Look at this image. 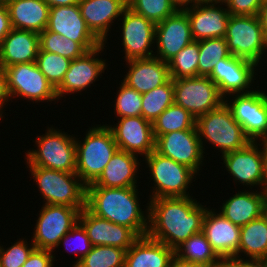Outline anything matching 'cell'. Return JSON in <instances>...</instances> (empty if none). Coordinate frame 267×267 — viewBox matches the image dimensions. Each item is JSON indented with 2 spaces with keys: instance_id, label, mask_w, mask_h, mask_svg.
Returning <instances> with one entry per match:
<instances>
[{
  "instance_id": "cell-1",
  "label": "cell",
  "mask_w": 267,
  "mask_h": 267,
  "mask_svg": "<svg viewBox=\"0 0 267 267\" xmlns=\"http://www.w3.org/2000/svg\"><path fill=\"white\" fill-rule=\"evenodd\" d=\"M150 201V202H149ZM147 236L175 250L202 231L207 207L192 196L149 199Z\"/></svg>"
},
{
  "instance_id": "cell-2",
  "label": "cell",
  "mask_w": 267,
  "mask_h": 267,
  "mask_svg": "<svg viewBox=\"0 0 267 267\" xmlns=\"http://www.w3.org/2000/svg\"><path fill=\"white\" fill-rule=\"evenodd\" d=\"M138 188L86 186V208L98 217L132 229L139 237L146 236L149 211L148 206L145 211L140 207Z\"/></svg>"
},
{
  "instance_id": "cell-3",
  "label": "cell",
  "mask_w": 267,
  "mask_h": 267,
  "mask_svg": "<svg viewBox=\"0 0 267 267\" xmlns=\"http://www.w3.org/2000/svg\"><path fill=\"white\" fill-rule=\"evenodd\" d=\"M83 139H75L76 174L88 185L100 176L119 148L106 124L89 127Z\"/></svg>"
},
{
  "instance_id": "cell-4",
  "label": "cell",
  "mask_w": 267,
  "mask_h": 267,
  "mask_svg": "<svg viewBox=\"0 0 267 267\" xmlns=\"http://www.w3.org/2000/svg\"><path fill=\"white\" fill-rule=\"evenodd\" d=\"M195 125L204 154L205 142L220 149L218 152L222 155L242 149L251 142L225 102L198 117Z\"/></svg>"
},
{
  "instance_id": "cell-5",
  "label": "cell",
  "mask_w": 267,
  "mask_h": 267,
  "mask_svg": "<svg viewBox=\"0 0 267 267\" xmlns=\"http://www.w3.org/2000/svg\"><path fill=\"white\" fill-rule=\"evenodd\" d=\"M36 137L34 148L27 150V166H40L67 173H76V144L74 135L54 127Z\"/></svg>"
},
{
  "instance_id": "cell-6",
  "label": "cell",
  "mask_w": 267,
  "mask_h": 267,
  "mask_svg": "<svg viewBox=\"0 0 267 267\" xmlns=\"http://www.w3.org/2000/svg\"><path fill=\"white\" fill-rule=\"evenodd\" d=\"M37 184L44 204L86 207V184L76 173L52 170L40 166H27Z\"/></svg>"
},
{
  "instance_id": "cell-7",
  "label": "cell",
  "mask_w": 267,
  "mask_h": 267,
  "mask_svg": "<svg viewBox=\"0 0 267 267\" xmlns=\"http://www.w3.org/2000/svg\"><path fill=\"white\" fill-rule=\"evenodd\" d=\"M142 161L147 163L150 177L154 181L150 199L190 196L188 188L194 178H197L192 169L159 154L156 150Z\"/></svg>"
},
{
  "instance_id": "cell-8",
  "label": "cell",
  "mask_w": 267,
  "mask_h": 267,
  "mask_svg": "<svg viewBox=\"0 0 267 267\" xmlns=\"http://www.w3.org/2000/svg\"><path fill=\"white\" fill-rule=\"evenodd\" d=\"M224 38L229 53L235 57L259 66L262 57L267 56V40L257 15H230Z\"/></svg>"
},
{
  "instance_id": "cell-9",
  "label": "cell",
  "mask_w": 267,
  "mask_h": 267,
  "mask_svg": "<svg viewBox=\"0 0 267 267\" xmlns=\"http://www.w3.org/2000/svg\"><path fill=\"white\" fill-rule=\"evenodd\" d=\"M82 209L84 208L43 204L31 239L35 248L55 252L59 248L60 239L79 222Z\"/></svg>"
},
{
  "instance_id": "cell-10",
  "label": "cell",
  "mask_w": 267,
  "mask_h": 267,
  "mask_svg": "<svg viewBox=\"0 0 267 267\" xmlns=\"http://www.w3.org/2000/svg\"><path fill=\"white\" fill-rule=\"evenodd\" d=\"M224 99L233 118L252 142L267 140V93L256 89L250 93L229 95ZM229 99V100H228ZM259 139V140H258Z\"/></svg>"
},
{
  "instance_id": "cell-11",
  "label": "cell",
  "mask_w": 267,
  "mask_h": 267,
  "mask_svg": "<svg viewBox=\"0 0 267 267\" xmlns=\"http://www.w3.org/2000/svg\"><path fill=\"white\" fill-rule=\"evenodd\" d=\"M174 103L195 119L216 109L223 102L217 85L208 76L173 79Z\"/></svg>"
},
{
  "instance_id": "cell-12",
  "label": "cell",
  "mask_w": 267,
  "mask_h": 267,
  "mask_svg": "<svg viewBox=\"0 0 267 267\" xmlns=\"http://www.w3.org/2000/svg\"><path fill=\"white\" fill-rule=\"evenodd\" d=\"M10 98H24L29 102H58L56 90L41 73L36 62L15 64L4 68Z\"/></svg>"
},
{
  "instance_id": "cell-13",
  "label": "cell",
  "mask_w": 267,
  "mask_h": 267,
  "mask_svg": "<svg viewBox=\"0 0 267 267\" xmlns=\"http://www.w3.org/2000/svg\"><path fill=\"white\" fill-rule=\"evenodd\" d=\"M259 143L251 141L242 149L221 155L222 165L233 176L235 185L238 183L250 187L249 189L255 186L260 187L258 190H264V141Z\"/></svg>"
},
{
  "instance_id": "cell-14",
  "label": "cell",
  "mask_w": 267,
  "mask_h": 267,
  "mask_svg": "<svg viewBox=\"0 0 267 267\" xmlns=\"http://www.w3.org/2000/svg\"><path fill=\"white\" fill-rule=\"evenodd\" d=\"M256 67H259L256 63L230 54L215 65L208 77L217 85L220 94L225 99L229 95L254 91L251 90L253 89L251 86L256 80L254 75H258L255 72Z\"/></svg>"
},
{
  "instance_id": "cell-15",
  "label": "cell",
  "mask_w": 267,
  "mask_h": 267,
  "mask_svg": "<svg viewBox=\"0 0 267 267\" xmlns=\"http://www.w3.org/2000/svg\"><path fill=\"white\" fill-rule=\"evenodd\" d=\"M155 150L200 175L205 160L196 125L190 130L165 133L155 140ZM201 166V167H200Z\"/></svg>"
},
{
  "instance_id": "cell-16",
  "label": "cell",
  "mask_w": 267,
  "mask_h": 267,
  "mask_svg": "<svg viewBox=\"0 0 267 267\" xmlns=\"http://www.w3.org/2000/svg\"><path fill=\"white\" fill-rule=\"evenodd\" d=\"M121 20V37L125 61L154 56L155 24L126 8ZM154 43V44H153ZM152 48V50H151Z\"/></svg>"
},
{
  "instance_id": "cell-17",
  "label": "cell",
  "mask_w": 267,
  "mask_h": 267,
  "mask_svg": "<svg viewBox=\"0 0 267 267\" xmlns=\"http://www.w3.org/2000/svg\"><path fill=\"white\" fill-rule=\"evenodd\" d=\"M106 44L103 43L91 51H87L83 56L71 61L61 85L56 89L58 100L63 98L64 94L82 92L99 81L98 77L104 74L108 65L106 60L100 58L99 54L104 52ZM100 58V59H99Z\"/></svg>"
},
{
  "instance_id": "cell-18",
  "label": "cell",
  "mask_w": 267,
  "mask_h": 267,
  "mask_svg": "<svg viewBox=\"0 0 267 267\" xmlns=\"http://www.w3.org/2000/svg\"><path fill=\"white\" fill-rule=\"evenodd\" d=\"M222 0H206L186 7L194 41L224 38L230 13Z\"/></svg>"
},
{
  "instance_id": "cell-19",
  "label": "cell",
  "mask_w": 267,
  "mask_h": 267,
  "mask_svg": "<svg viewBox=\"0 0 267 267\" xmlns=\"http://www.w3.org/2000/svg\"><path fill=\"white\" fill-rule=\"evenodd\" d=\"M193 41L189 18L183 9H178L173 15L156 24L157 51L154 52V56L168 62Z\"/></svg>"
},
{
  "instance_id": "cell-20",
  "label": "cell",
  "mask_w": 267,
  "mask_h": 267,
  "mask_svg": "<svg viewBox=\"0 0 267 267\" xmlns=\"http://www.w3.org/2000/svg\"><path fill=\"white\" fill-rule=\"evenodd\" d=\"M117 120L114 126L108 124L107 126L120 150L141 157H146L155 150L152 122L142 116L121 117L120 119L117 117Z\"/></svg>"
},
{
  "instance_id": "cell-21",
  "label": "cell",
  "mask_w": 267,
  "mask_h": 267,
  "mask_svg": "<svg viewBox=\"0 0 267 267\" xmlns=\"http://www.w3.org/2000/svg\"><path fill=\"white\" fill-rule=\"evenodd\" d=\"M46 29L81 43L88 51L103 44L88 28L78 4L51 7Z\"/></svg>"
},
{
  "instance_id": "cell-22",
  "label": "cell",
  "mask_w": 267,
  "mask_h": 267,
  "mask_svg": "<svg viewBox=\"0 0 267 267\" xmlns=\"http://www.w3.org/2000/svg\"><path fill=\"white\" fill-rule=\"evenodd\" d=\"M79 223L93 246H115L127 251L139 238L132 229L98 217L86 207L80 212Z\"/></svg>"
},
{
  "instance_id": "cell-23",
  "label": "cell",
  "mask_w": 267,
  "mask_h": 267,
  "mask_svg": "<svg viewBox=\"0 0 267 267\" xmlns=\"http://www.w3.org/2000/svg\"><path fill=\"white\" fill-rule=\"evenodd\" d=\"M208 208L202 221V232L220 258L237 257L241 227L220 212Z\"/></svg>"
},
{
  "instance_id": "cell-24",
  "label": "cell",
  "mask_w": 267,
  "mask_h": 267,
  "mask_svg": "<svg viewBox=\"0 0 267 267\" xmlns=\"http://www.w3.org/2000/svg\"><path fill=\"white\" fill-rule=\"evenodd\" d=\"M78 5L88 28L105 44L113 21L128 7L127 0H81Z\"/></svg>"
},
{
  "instance_id": "cell-25",
  "label": "cell",
  "mask_w": 267,
  "mask_h": 267,
  "mask_svg": "<svg viewBox=\"0 0 267 267\" xmlns=\"http://www.w3.org/2000/svg\"><path fill=\"white\" fill-rule=\"evenodd\" d=\"M126 65L129 69L121 81L140 94L147 93L170 79L168 63L155 56L129 60Z\"/></svg>"
},
{
  "instance_id": "cell-26",
  "label": "cell",
  "mask_w": 267,
  "mask_h": 267,
  "mask_svg": "<svg viewBox=\"0 0 267 267\" xmlns=\"http://www.w3.org/2000/svg\"><path fill=\"white\" fill-rule=\"evenodd\" d=\"M39 49V33L12 28L0 43V66L36 62Z\"/></svg>"
},
{
  "instance_id": "cell-27",
  "label": "cell",
  "mask_w": 267,
  "mask_h": 267,
  "mask_svg": "<svg viewBox=\"0 0 267 267\" xmlns=\"http://www.w3.org/2000/svg\"><path fill=\"white\" fill-rule=\"evenodd\" d=\"M141 162L137 155L118 149L100 176L87 186L138 187L137 172Z\"/></svg>"
},
{
  "instance_id": "cell-28",
  "label": "cell",
  "mask_w": 267,
  "mask_h": 267,
  "mask_svg": "<svg viewBox=\"0 0 267 267\" xmlns=\"http://www.w3.org/2000/svg\"><path fill=\"white\" fill-rule=\"evenodd\" d=\"M243 191L239 190L225 200L222 206L220 205L221 211H219L225 218L240 227L264 214V204L267 198L264 190Z\"/></svg>"
},
{
  "instance_id": "cell-29",
  "label": "cell",
  "mask_w": 267,
  "mask_h": 267,
  "mask_svg": "<svg viewBox=\"0 0 267 267\" xmlns=\"http://www.w3.org/2000/svg\"><path fill=\"white\" fill-rule=\"evenodd\" d=\"M174 255L172 248L146 235L126 251L125 267H169Z\"/></svg>"
},
{
  "instance_id": "cell-30",
  "label": "cell",
  "mask_w": 267,
  "mask_h": 267,
  "mask_svg": "<svg viewBox=\"0 0 267 267\" xmlns=\"http://www.w3.org/2000/svg\"><path fill=\"white\" fill-rule=\"evenodd\" d=\"M6 5L12 28L36 33L46 29L50 7L44 0H12Z\"/></svg>"
},
{
  "instance_id": "cell-31",
  "label": "cell",
  "mask_w": 267,
  "mask_h": 267,
  "mask_svg": "<svg viewBox=\"0 0 267 267\" xmlns=\"http://www.w3.org/2000/svg\"><path fill=\"white\" fill-rule=\"evenodd\" d=\"M244 253V254H243ZM245 255L246 259H267V216L241 226L237 259Z\"/></svg>"
},
{
  "instance_id": "cell-32",
  "label": "cell",
  "mask_w": 267,
  "mask_h": 267,
  "mask_svg": "<svg viewBox=\"0 0 267 267\" xmlns=\"http://www.w3.org/2000/svg\"><path fill=\"white\" fill-rule=\"evenodd\" d=\"M174 254L181 260L210 267H214L220 259L202 231L190 236L174 250Z\"/></svg>"
},
{
  "instance_id": "cell-33",
  "label": "cell",
  "mask_w": 267,
  "mask_h": 267,
  "mask_svg": "<svg viewBox=\"0 0 267 267\" xmlns=\"http://www.w3.org/2000/svg\"><path fill=\"white\" fill-rule=\"evenodd\" d=\"M196 124V119L182 106L170 105L152 123L155 140L165 134L175 131L190 130Z\"/></svg>"
},
{
  "instance_id": "cell-34",
  "label": "cell",
  "mask_w": 267,
  "mask_h": 267,
  "mask_svg": "<svg viewBox=\"0 0 267 267\" xmlns=\"http://www.w3.org/2000/svg\"><path fill=\"white\" fill-rule=\"evenodd\" d=\"M174 103L173 79L142 94V117L154 122L170 105Z\"/></svg>"
},
{
  "instance_id": "cell-35",
  "label": "cell",
  "mask_w": 267,
  "mask_h": 267,
  "mask_svg": "<svg viewBox=\"0 0 267 267\" xmlns=\"http://www.w3.org/2000/svg\"><path fill=\"white\" fill-rule=\"evenodd\" d=\"M39 44V51L52 52L71 61L83 56L88 51L81 43L74 42L47 29L39 33Z\"/></svg>"
},
{
  "instance_id": "cell-36",
  "label": "cell",
  "mask_w": 267,
  "mask_h": 267,
  "mask_svg": "<svg viewBox=\"0 0 267 267\" xmlns=\"http://www.w3.org/2000/svg\"><path fill=\"white\" fill-rule=\"evenodd\" d=\"M167 63L172 79L198 76L199 41H193L185 46Z\"/></svg>"
},
{
  "instance_id": "cell-37",
  "label": "cell",
  "mask_w": 267,
  "mask_h": 267,
  "mask_svg": "<svg viewBox=\"0 0 267 267\" xmlns=\"http://www.w3.org/2000/svg\"><path fill=\"white\" fill-rule=\"evenodd\" d=\"M230 55L225 38L199 41L198 76H209L215 65Z\"/></svg>"
},
{
  "instance_id": "cell-38",
  "label": "cell",
  "mask_w": 267,
  "mask_h": 267,
  "mask_svg": "<svg viewBox=\"0 0 267 267\" xmlns=\"http://www.w3.org/2000/svg\"><path fill=\"white\" fill-rule=\"evenodd\" d=\"M126 250L115 246H93L75 267H125Z\"/></svg>"
},
{
  "instance_id": "cell-39",
  "label": "cell",
  "mask_w": 267,
  "mask_h": 267,
  "mask_svg": "<svg viewBox=\"0 0 267 267\" xmlns=\"http://www.w3.org/2000/svg\"><path fill=\"white\" fill-rule=\"evenodd\" d=\"M70 63V59L46 51H39L36 58L39 70L55 90L61 85Z\"/></svg>"
},
{
  "instance_id": "cell-40",
  "label": "cell",
  "mask_w": 267,
  "mask_h": 267,
  "mask_svg": "<svg viewBox=\"0 0 267 267\" xmlns=\"http://www.w3.org/2000/svg\"><path fill=\"white\" fill-rule=\"evenodd\" d=\"M128 8L155 25L173 15L177 6L171 0H127Z\"/></svg>"
},
{
  "instance_id": "cell-41",
  "label": "cell",
  "mask_w": 267,
  "mask_h": 267,
  "mask_svg": "<svg viewBox=\"0 0 267 267\" xmlns=\"http://www.w3.org/2000/svg\"><path fill=\"white\" fill-rule=\"evenodd\" d=\"M115 97L114 113L119 117L142 116V94L121 82Z\"/></svg>"
},
{
  "instance_id": "cell-42",
  "label": "cell",
  "mask_w": 267,
  "mask_h": 267,
  "mask_svg": "<svg viewBox=\"0 0 267 267\" xmlns=\"http://www.w3.org/2000/svg\"><path fill=\"white\" fill-rule=\"evenodd\" d=\"M62 243L65 246L64 250H67L69 253L73 252L75 253L74 255H78V259L76 262L74 261V264L72 265L73 267H75L93 247L86 230L79 222L60 239L59 246Z\"/></svg>"
},
{
  "instance_id": "cell-43",
  "label": "cell",
  "mask_w": 267,
  "mask_h": 267,
  "mask_svg": "<svg viewBox=\"0 0 267 267\" xmlns=\"http://www.w3.org/2000/svg\"><path fill=\"white\" fill-rule=\"evenodd\" d=\"M4 248L3 245H0V267H22L35 249V245L32 241L28 243L26 239L22 238L17 239L11 247Z\"/></svg>"
},
{
  "instance_id": "cell-44",
  "label": "cell",
  "mask_w": 267,
  "mask_h": 267,
  "mask_svg": "<svg viewBox=\"0 0 267 267\" xmlns=\"http://www.w3.org/2000/svg\"><path fill=\"white\" fill-rule=\"evenodd\" d=\"M230 15H258L263 0H222Z\"/></svg>"
},
{
  "instance_id": "cell-45",
  "label": "cell",
  "mask_w": 267,
  "mask_h": 267,
  "mask_svg": "<svg viewBox=\"0 0 267 267\" xmlns=\"http://www.w3.org/2000/svg\"><path fill=\"white\" fill-rule=\"evenodd\" d=\"M54 255L53 251L35 248L22 267H53Z\"/></svg>"
},
{
  "instance_id": "cell-46",
  "label": "cell",
  "mask_w": 267,
  "mask_h": 267,
  "mask_svg": "<svg viewBox=\"0 0 267 267\" xmlns=\"http://www.w3.org/2000/svg\"><path fill=\"white\" fill-rule=\"evenodd\" d=\"M10 100L11 99L7 88L6 72L4 68L0 66V120L4 117V105H6L7 102L9 104Z\"/></svg>"
},
{
  "instance_id": "cell-47",
  "label": "cell",
  "mask_w": 267,
  "mask_h": 267,
  "mask_svg": "<svg viewBox=\"0 0 267 267\" xmlns=\"http://www.w3.org/2000/svg\"><path fill=\"white\" fill-rule=\"evenodd\" d=\"M9 11L6 4L0 3V43L11 31Z\"/></svg>"
},
{
  "instance_id": "cell-48",
  "label": "cell",
  "mask_w": 267,
  "mask_h": 267,
  "mask_svg": "<svg viewBox=\"0 0 267 267\" xmlns=\"http://www.w3.org/2000/svg\"><path fill=\"white\" fill-rule=\"evenodd\" d=\"M244 258L240 259L234 257L220 258L214 267H244Z\"/></svg>"
},
{
  "instance_id": "cell-49",
  "label": "cell",
  "mask_w": 267,
  "mask_h": 267,
  "mask_svg": "<svg viewBox=\"0 0 267 267\" xmlns=\"http://www.w3.org/2000/svg\"><path fill=\"white\" fill-rule=\"evenodd\" d=\"M258 18L264 32L265 38L267 40V0L263 1L261 7L259 8Z\"/></svg>"
},
{
  "instance_id": "cell-50",
  "label": "cell",
  "mask_w": 267,
  "mask_h": 267,
  "mask_svg": "<svg viewBox=\"0 0 267 267\" xmlns=\"http://www.w3.org/2000/svg\"><path fill=\"white\" fill-rule=\"evenodd\" d=\"M169 267H210V266L199 263L187 262L181 260L180 258L174 255L170 261Z\"/></svg>"
},
{
  "instance_id": "cell-51",
  "label": "cell",
  "mask_w": 267,
  "mask_h": 267,
  "mask_svg": "<svg viewBox=\"0 0 267 267\" xmlns=\"http://www.w3.org/2000/svg\"><path fill=\"white\" fill-rule=\"evenodd\" d=\"M49 7H56V6H71L78 4L81 0H44Z\"/></svg>"
},
{
  "instance_id": "cell-52",
  "label": "cell",
  "mask_w": 267,
  "mask_h": 267,
  "mask_svg": "<svg viewBox=\"0 0 267 267\" xmlns=\"http://www.w3.org/2000/svg\"><path fill=\"white\" fill-rule=\"evenodd\" d=\"M244 267H267V259H244Z\"/></svg>"
},
{
  "instance_id": "cell-53",
  "label": "cell",
  "mask_w": 267,
  "mask_h": 267,
  "mask_svg": "<svg viewBox=\"0 0 267 267\" xmlns=\"http://www.w3.org/2000/svg\"><path fill=\"white\" fill-rule=\"evenodd\" d=\"M171 1L177 6L178 9H184L202 0H171Z\"/></svg>"
},
{
  "instance_id": "cell-54",
  "label": "cell",
  "mask_w": 267,
  "mask_h": 267,
  "mask_svg": "<svg viewBox=\"0 0 267 267\" xmlns=\"http://www.w3.org/2000/svg\"><path fill=\"white\" fill-rule=\"evenodd\" d=\"M264 169H265V182L264 191L267 193V140L264 141Z\"/></svg>"
},
{
  "instance_id": "cell-55",
  "label": "cell",
  "mask_w": 267,
  "mask_h": 267,
  "mask_svg": "<svg viewBox=\"0 0 267 267\" xmlns=\"http://www.w3.org/2000/svg\"><path fill=\"white\" fill-rule=\"evenodd\" d=\"M264 214L267 216V198H266L265 204H264Z\"/></svg>"
},
{
  "instance_id": "cell-56",
  "label": "cell",
  "mask_w": 267,
  "mask_h": 267,
  "mask_svg": "<svg viewBox=\"0 0 267 267\" xmlns=\"http://www.w3.org/2000/svg\"><path fill=\"white\" fill-rule=\"evenodd\" d=\"M9 1H12V0H0V3L7 4Z\"/></svg>"
}]
</instances>
